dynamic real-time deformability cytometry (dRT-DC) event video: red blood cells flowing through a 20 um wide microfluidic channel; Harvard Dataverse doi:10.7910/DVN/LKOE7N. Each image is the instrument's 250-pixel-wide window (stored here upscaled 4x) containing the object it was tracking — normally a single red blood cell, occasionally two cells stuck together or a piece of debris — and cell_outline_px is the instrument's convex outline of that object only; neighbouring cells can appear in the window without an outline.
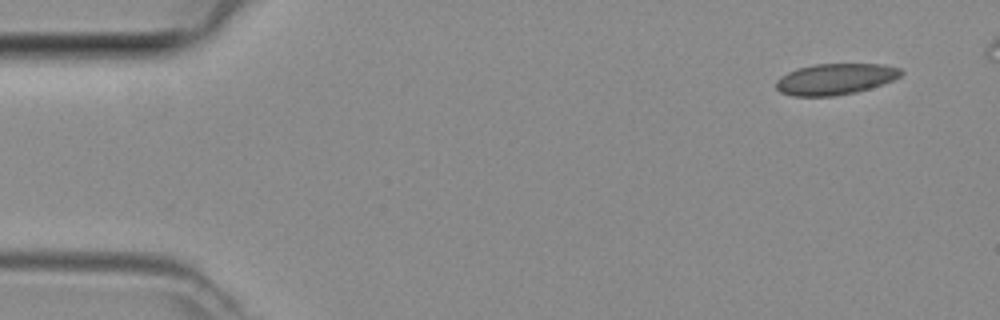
{"species": "common noctule bat (a hibernating species)", "species_latin": "Nyctalus noctula", "temperature_condition": "room temperature", "stored_images_in_passage": 6, "camera_frame_rate_fps": 3000, "um_per_image_px": 0.085, "animal": {"sex": "female", "body_mass_g": 29.2, "forearm_length_mm": 56.3}, "frame": {"image": 1, "passage_image": 1, "time_ms": 0.0, "image_size_px": [1000, 320], "cell_outline_px": [[904, 72], [900, 76], [892, 80], [856, 92], [832, 96], [792, 96], [780, 92], [776, 88], [776, 80], [780, 76], [788, 72], [800, 68], [816, 64], [884, 64], [900, 68]], "centroid_in_image_um": [70.98, 6.72], "position_along_channel_um": 14.0, "area_um2": 22.48}}
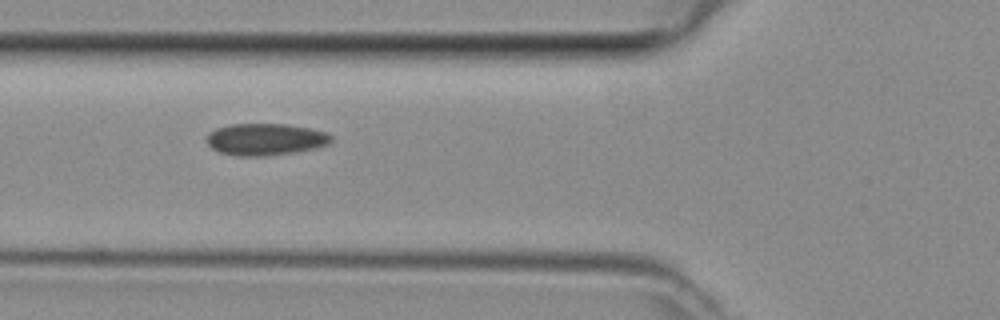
{"frame": {"image": 2, "passage_image": 5, "time_ms": 1.333, "image_size_px": [1000, 320], "cell_outline_px": [[332, 140], [328, 144], [316, 148], [268, 156], [236, 156], [220, 152], [212, 148], [208, 144], [208, 132], [216, 128], [232, 124], [288, 124], [308, 128], [324, 132], [332, 136]], "centroid_in_image_um": [22.55, 11.84], "position_along_channel_um": 103.3, "area_um2": 23.0}}
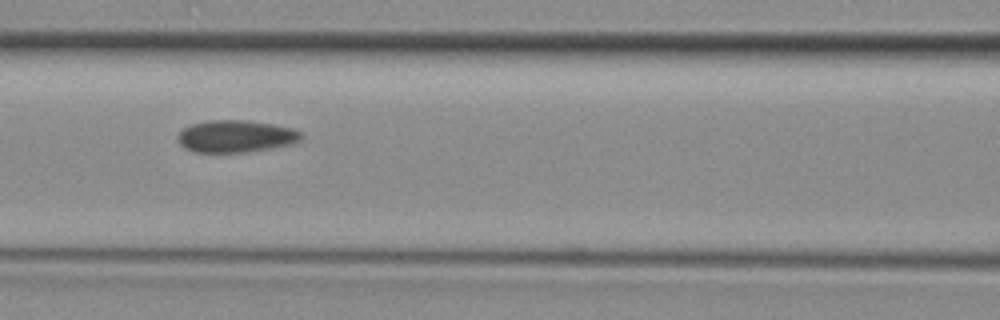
{"frame": {"image": 3, "passage_image": 6, "time_ms": 1.667, "image_size_px": [1000, 320], "cell_outline_px": [[304, 136], [300, 140], [292, 144], [272, 148], [244, 152], [196, 152], [184, 148], [180, 144], [176, 136], [184, 128], [192, 124], [208, 120], [248, 120], [272, 124], [292, 128], [300, 132]], "centroid_in_image_um": [20.04, 11.58], "position_along_channel_um": 146.6, "area_um2": 23.18}}